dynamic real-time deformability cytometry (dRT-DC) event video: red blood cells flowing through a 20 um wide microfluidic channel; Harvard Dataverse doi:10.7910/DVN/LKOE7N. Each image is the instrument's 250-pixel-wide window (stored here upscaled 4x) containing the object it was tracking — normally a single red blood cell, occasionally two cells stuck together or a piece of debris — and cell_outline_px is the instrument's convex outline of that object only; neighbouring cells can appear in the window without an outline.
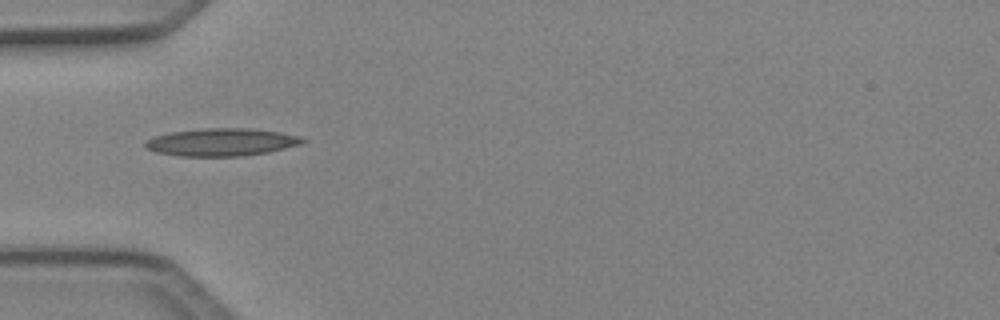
{"species": "Egyptian fruit bat (a non-hibernating species)", "species_latin": "Rousettus aegyptiacus", "temperature_condition": "cold", "stored_images_in_passage": 6, "camera_frame_rate_fps": 3000, "um_per_image_px": 0.085, "animal": {"sex": "female"}, "frame": {"image": 1, "passage_image": 6, "time_ms": 1.667, "image_size_px": [1000, 320], "cell_outline_px": [[308, 140], [300, 144], [268, 152], [244, 156], [176, 156], [156, 152], [144, 148], [144, 144], [152, 136], [172, 132], [204, 128], [252, 128], [280, 132], [300, 136]], "centroid_in_image_um": [18.82, 12.08], "position_along_channel_um": 66.2, "area_um2": 25.49}}